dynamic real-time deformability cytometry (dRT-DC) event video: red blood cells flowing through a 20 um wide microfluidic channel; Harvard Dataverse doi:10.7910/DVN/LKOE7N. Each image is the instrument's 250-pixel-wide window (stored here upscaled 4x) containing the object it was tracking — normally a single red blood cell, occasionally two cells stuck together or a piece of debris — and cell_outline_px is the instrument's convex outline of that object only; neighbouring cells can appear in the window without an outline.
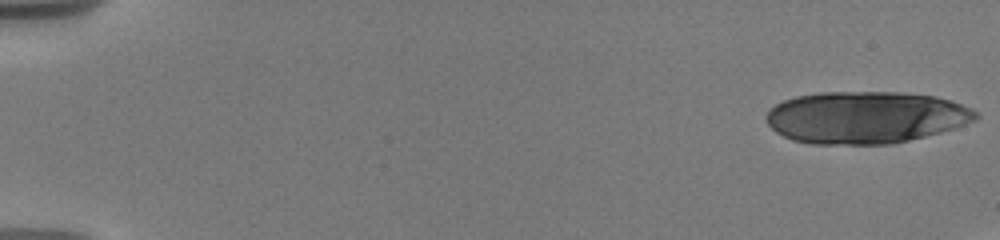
{"species": "human", "species_latin": "Homo sapiens", "temperature_condition": "warm", "stored_images_in_passage": 13, "camera_frame_rate_fps": 3000, "um_per_image_px": 0.085, "donor": {"sex": "male"}, "frame": {"image": 1, "passage_image": 1, "time_ms": 0.0, "image_size_px": [1000, 240], "cell_outline_px": [[980, 116], [976, 120], [956, 128], [892, 144], [812, 144], [792, 140], [776, 132], [768, 124], [764, 116], [768, 108], [784, 100], [796, 96], [820, 92], [900, 92], [936, 96], [952, 100], [972, 108]], "centroid_in_image_um": [73.58, 9.97], "position_along_channel_um": 11.4, "area_um2": 64.04}}
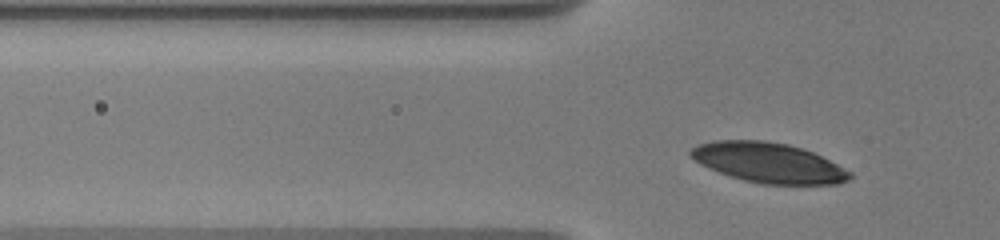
{"frame": {"image": 2, "passage_image": 13, "time_ms": 8.333, "image_size_px": [1000, 240], "cell_outline_px": [[852, 176], [848, 180], [840, 184], [764, 184], [744, 180], [708, 168], [700, 164], [688, 156], [688, 152], [692, 148], [700, 144], [716, 140], [764, 140], [788, 144], [812, 152], [852, 172]], "centroid_in_image_um": [65.3, 13.83], "position_along_channel_um": 60.5, "area_um2": 36.88}}